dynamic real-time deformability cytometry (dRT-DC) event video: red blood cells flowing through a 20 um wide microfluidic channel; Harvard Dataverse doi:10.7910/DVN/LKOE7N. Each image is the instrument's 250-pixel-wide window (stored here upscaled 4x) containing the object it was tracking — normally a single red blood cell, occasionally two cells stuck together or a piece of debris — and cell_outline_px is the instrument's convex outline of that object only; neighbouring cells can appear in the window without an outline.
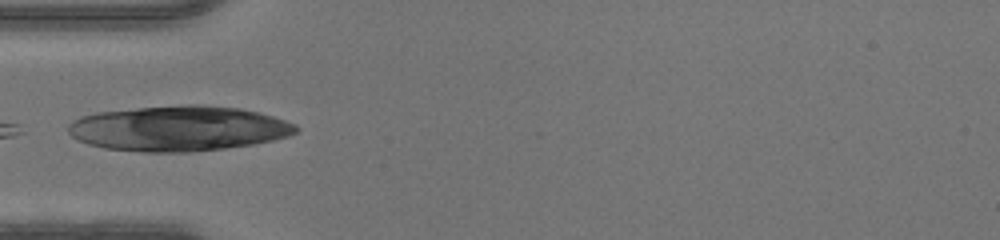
{"species": "human", "species_latin": "Homo sapiens", "temperature_condition": "warm", "stored_images_in_passage": 6, "camera_frame_rate_fps": 3000, "um_per_image_px": 0.085, "donor": {"sex": "male"}, "frame": {"image": 1, "passage_image": 1, "time_ms": 0.0, "image_size_px": [1000, 240], "cell_outline_px": [[300, 128], [296, 132], [288, 136], [272, 140], [252, 144], [224, 148], [192, 152], [140, 152], [104, 148], [88, 144], [72, 136], [68, 132], [68, 124], [72, 120], [80, 116], [96, 112], [136, 108], [188, 104], [200, 104], [240, 108], [260, 112], [296, 124]], "centroid_in_image_um": [15.16, 10.91], "position_along_channel_um": 69.8, "area_um2": 60.23}}